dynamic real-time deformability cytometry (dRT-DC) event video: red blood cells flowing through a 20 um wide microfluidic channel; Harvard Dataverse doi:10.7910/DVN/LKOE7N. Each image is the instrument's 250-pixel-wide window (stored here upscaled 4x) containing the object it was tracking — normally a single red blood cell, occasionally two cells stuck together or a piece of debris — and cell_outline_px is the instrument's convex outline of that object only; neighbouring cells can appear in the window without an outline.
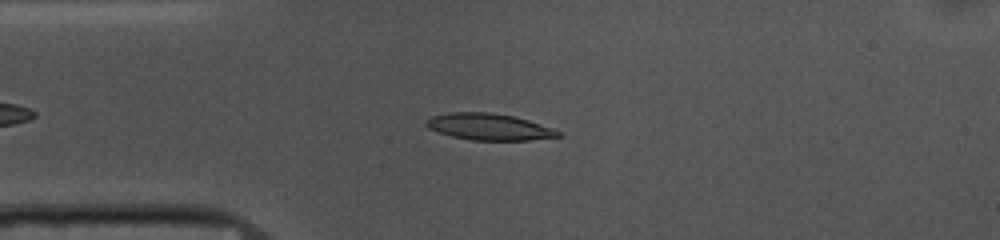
{"species": "common noctule bat (a hibernating species)", "species_latin": "Nyctalus noctula", "temperature_condition": "cold", "stored_images_in_passage": 33, "camera_frame_rate_fps": 3000, "um_per_image_px": 0.085, "animal": {"sex": "female", "body_mass_g": 10.0, "forearm_length_mm": 53.1}, "frame": {"image": 1, "passage_image": 12, "time_ms": 3.667, "image_size_px": [1000, 240], "cell_outline_px": [[560, 136], [528, 140], [472, 140], [452, 136], [428, 128], [424, 124], [424, 120], [432, 116], [448, 112], [492, 112], [516, 116], [552, 128], [560, 132]], "centroid_in_image_um": [41.52, 10.76], "position_along_channel_um": 43.5, "area_um2": 20.4}}
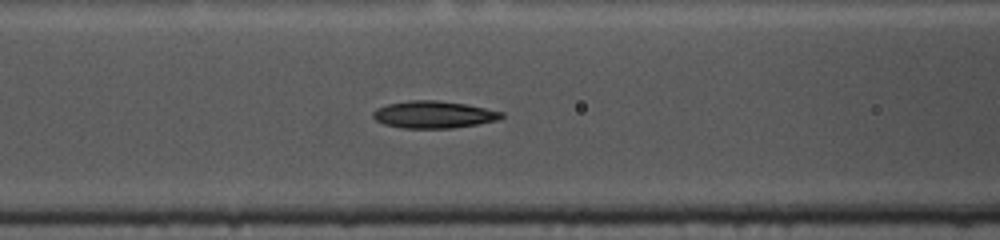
{"frame": {"image": 2, "passage_image": 20, "time_ms": 6.333, "image_size_px": [1000, 240], "cell_outline_px": [[504, 116], [496, 120], [476, 124], [452, 128], [404, 128], [384, 124], [376, 120], [372, 116], [372, 112], [376, 108], [388, 104], [408, 100], [436, 100], [464, 104], [504, 112]], "centroid_in_image_um": [36.82, 9.73], "position_along_channel_um": 129.8, "area_um2": 20.17}}
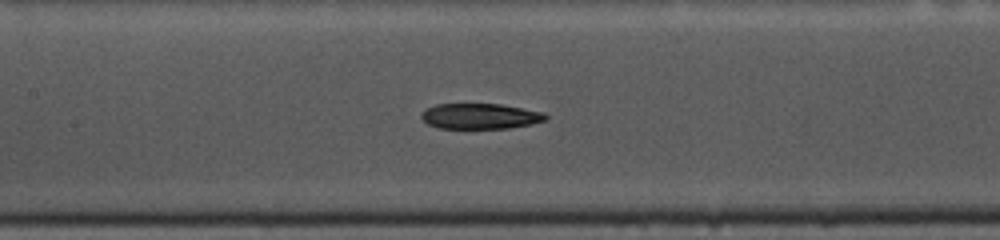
{"frame": {"image": 3, "passage_image": 23, "time_ms": 7.333, "image_size_px": [1000, 240], "cell_outline_px": [[548, 120], [532, 124], [508, 128], [440, 128], [428, 124], [420, 116], [424, 108], [436, 104], [500, 104], [544, 112], [548, 116]], "centroid_in_image_um": [40.83, 9.87], "position_along_channel_um": 166.6, "area_um2": 18.55}}